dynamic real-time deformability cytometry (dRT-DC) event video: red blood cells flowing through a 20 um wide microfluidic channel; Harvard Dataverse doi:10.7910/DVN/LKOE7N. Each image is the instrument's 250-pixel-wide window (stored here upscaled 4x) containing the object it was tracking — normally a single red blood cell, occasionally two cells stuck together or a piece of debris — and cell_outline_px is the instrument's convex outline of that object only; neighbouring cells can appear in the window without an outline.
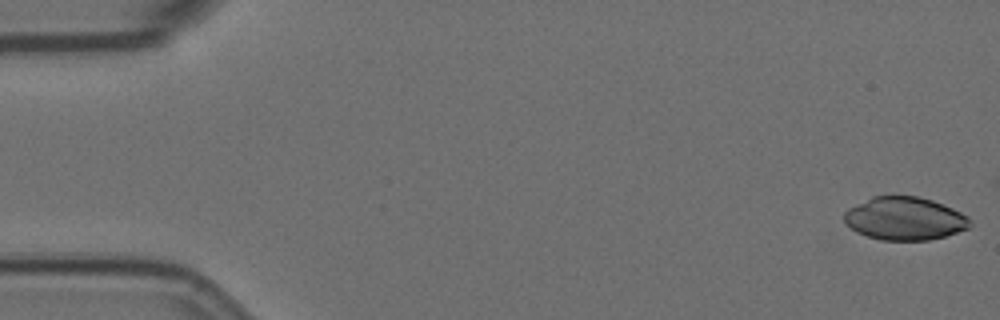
{"species": "Egyptian fruit bat (a non-hibernating species)", "species_latin": "Rousettus aegyptiacus", "temperature_condition": "room temperature", "stored_images_in_passage": 57, "camera_frame_rate_fps": 3000, "um_per_image_px": 0.085, "animal": {"sex": "female"}, "frame": {"image": 1, "passage_image": 1, "time_ms": 0.0, "image_size_px": [1000, 320], "cell_outline_px": [[972, 224], [968, 228], [944, 236], [928, 240], [880, 240], [856, 232], [844, 220], [844, 212], [848, 208], [872, 196], [892, 192], [916, 196], [932, 200], [952, 208], [968, 216]], "centroid_in_image_um": [76.87, 18.53], "position_along_channel_um": 8.1, "area_um2": 32.02}}
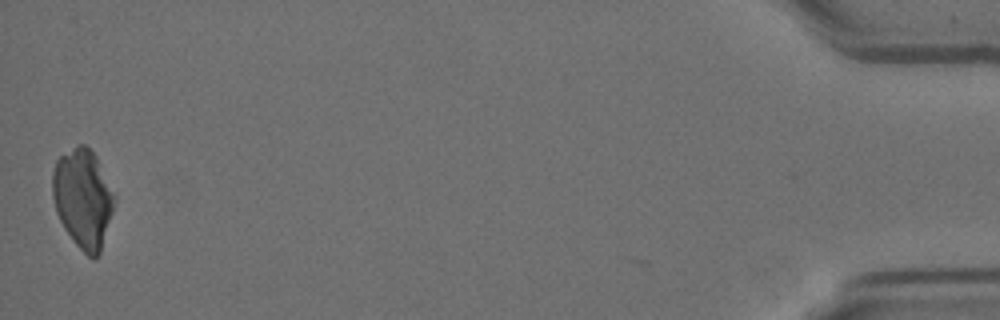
{"frame": {"image": 2, "passage_image": 56, "time_ms": 18.333, "image_size_px": [1000, 320], "cell_outline_px": [[116, 200], [100, 252], [96, 260], [92, 260], [72, 240], [64, 228], [56, 212], [52, 196], [52, 172], [56, 160], [60, 156], [80, 144], [84, 144], [96, 156], [116, 196]], "centroid_in_image_um": [7.05, 16.88], "position_along_channel_um": 428.2, "area_um2": 35.66}}